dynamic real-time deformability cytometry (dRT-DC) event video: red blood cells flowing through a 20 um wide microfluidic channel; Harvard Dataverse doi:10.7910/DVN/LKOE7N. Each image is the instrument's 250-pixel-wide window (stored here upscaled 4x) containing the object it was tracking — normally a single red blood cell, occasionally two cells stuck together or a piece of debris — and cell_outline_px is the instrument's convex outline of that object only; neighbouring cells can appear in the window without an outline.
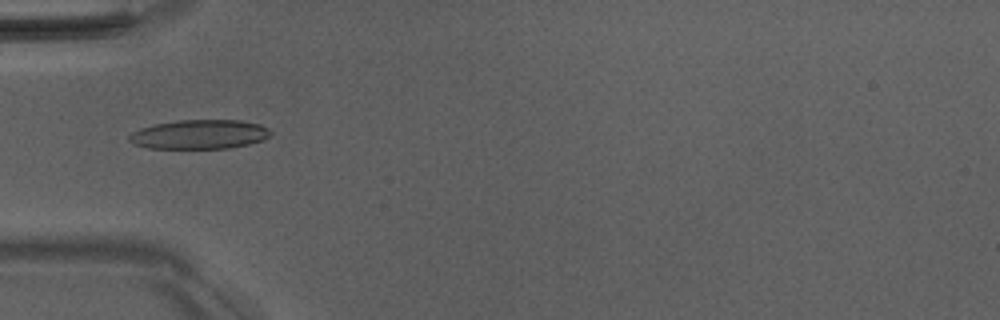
{"species": "Egyptian fruit bat (a non-hibernating species)", "species_latin": "Rousettus aegyptiacus", "temperature_condition": "room temperature", "stored_images_in_passage": 51, "camera_frame_rate_fps": 3000, "um_per_image_px": 0.085, "animal": {"sex": "male"}, "frame": {"image": 1, "passage_image": 17, "time_ms": 5.333, "image_size_px": [1000, 320], "cell_outline_px": [[272, 132], [264, 140], [232, 148], [148, 148], [136, 144], [128, 140], [128, 136], [132, 132], [140, 128], [152, 124], [180, 120], [240, 120], [260, 124], [268, 128]], "centroid_in_image_um": [16.96, 11.41], "position_along_channel_um": 68.0, "area_um2": 24.16}}
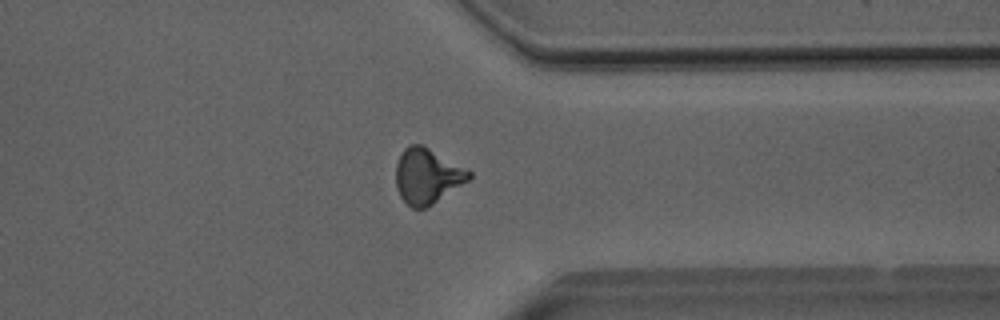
{"frame": {"image": 2, "passage_image": 40, "time_ms": 13.0, "image_size_px": [1000, 320], "cell_outline_px": [[472, 176], [468, 180], [432, 204], [424, 208], [412, 208], [400, 196], [396, 188], [396, 164], [404, 148], [412, 144], [420, 144], [468, 168], [472, 172]], "centroid_in_image_um": [36.31, 14.95], "position_along_channel_um": 375.1, "area_um2": 23.29}}
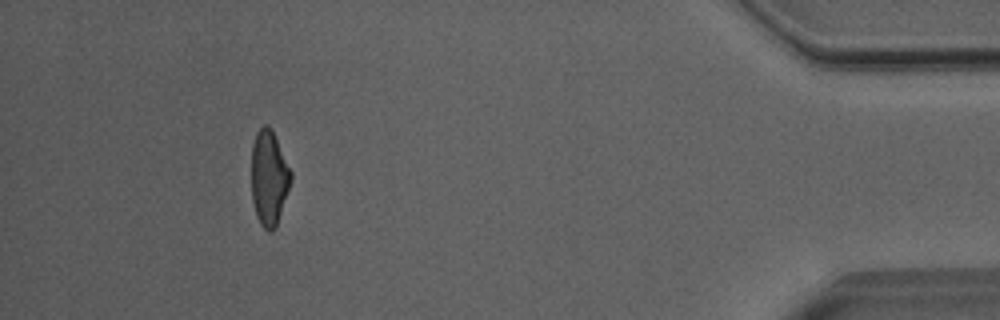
{"frame": {"image": 3, "passage_image": 47, "time_ms": 15.333, "image_size_px": [1000, 320], "cell_outline_px": [[292, 180], [276, 228], [272, 232], [268, 232], [260, 224], [256, 216], [252, 200], [252, 144], [256, 132], [264, 124], [268, 124], [272, 128], [292, 172]], "centroid_in_image_um": [22.87, 15.12], "position_along_channel_um": 412.3, "area_um2": 22.2}, "authors_computed_cell_mechanics": {"area_um2": 22.831, "velocity_mm_per_s": 4.0486, "shape_relaxation_time_tau1_ms": 7.6679, "shape_relaxation_time_tau2_ms": 1.4002, "deformation_change_tau1": 0.2233, "deformation_change_tau2": 0.0945}}